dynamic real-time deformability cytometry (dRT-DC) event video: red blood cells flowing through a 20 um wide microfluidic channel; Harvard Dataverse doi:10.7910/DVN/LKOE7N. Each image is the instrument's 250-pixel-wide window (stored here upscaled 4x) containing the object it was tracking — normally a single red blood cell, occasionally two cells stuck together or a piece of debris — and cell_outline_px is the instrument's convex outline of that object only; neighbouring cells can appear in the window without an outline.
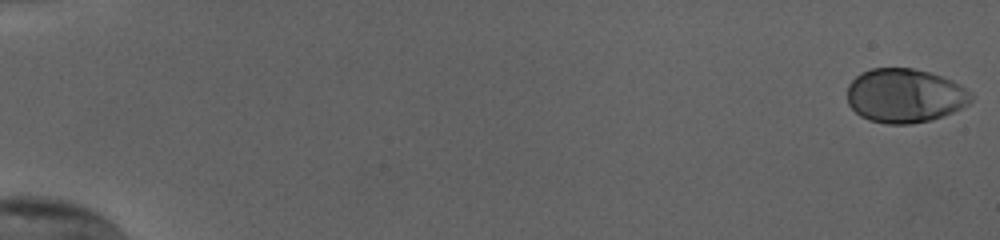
{"species": "human", "species_latin": "Homo sapiens", "temperature_condition": "cold", "stored_images_in_passage": 55, "camera_frame_rate_fps": 3000, "um_per_image_px": 0.085, "donor": {"sex": "female"}, "frame": {"image": 1, "passage_image": 1, "time_ms": 0.0, "image_size_px": [1000, 240], "cell_outline_px": [[972, 100], [968, 104], [944, 116], [932, 120], [912, 124], [888, 124], [868, 120], [860, 116], [848, 104], [848, 84], [860, 72], [872, 68], [912, 68], [928, 72], [952, 80], [960, 84], [972, 96]], "centroid_in_image_um": [76.89, 8.14], "position_along_channel_um": 8.1, "area_um2": 39.07}}
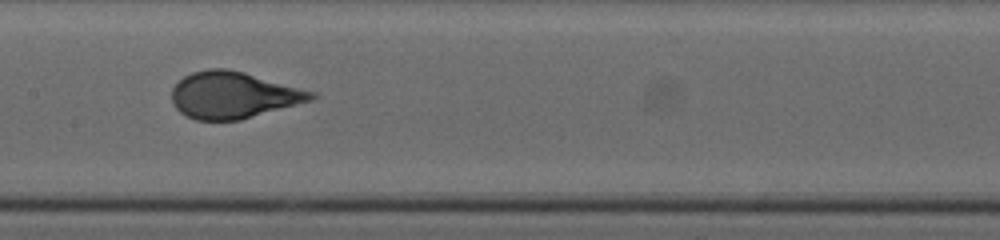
{"frame": {"image": 2, "passage_image": 30, "time_ms": 9.667, "image_size_px": [1000, 240], "cell_outline_px": [[316, 96], [312, 100], [240, 120], [196, 120], [180, 112], [176, 108], [172, 100], [172, 88], [184, 76], [192, 72], [208, 68], [228, 68], [244, 72], [316, 92]], "centroid_in_image_um": [19.82, 8.07], "position_along_channel_um": 187.6, "area_um2": 37.74}}
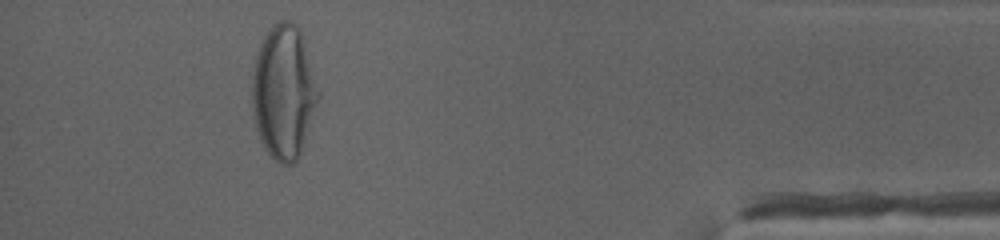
{"frame": {"image": 3, "passage_image": 51, "time_ms": 16.667, "image_size_px": [1000, 240], "cell_outline_px": [[320, 96], [300, 152], [296, 160], [292, 164], [280, 164], [264, 148], [260, 140], [252, 116], [252, 68], [260, 44], [268, 28], [272, 24], [280, 20], [288, 20], [296, 24], [300, 28], [320, 92]], "centroid_in_image_um": [24.09, 7.78], "position_along_channel_um": 411.1, "area_um2": 51.73}, "authors_computed_cell_mechanics": {"area_um2": 38.2058, "velocity_mm_per_s": 3.8149, "shape_relaxation_time_tau1_ms": 5.2735, "shape_relaxation_time_tau2_ms": null, "deformation_change_tau1": 0.2332, "deformation_change_tau2": null}}